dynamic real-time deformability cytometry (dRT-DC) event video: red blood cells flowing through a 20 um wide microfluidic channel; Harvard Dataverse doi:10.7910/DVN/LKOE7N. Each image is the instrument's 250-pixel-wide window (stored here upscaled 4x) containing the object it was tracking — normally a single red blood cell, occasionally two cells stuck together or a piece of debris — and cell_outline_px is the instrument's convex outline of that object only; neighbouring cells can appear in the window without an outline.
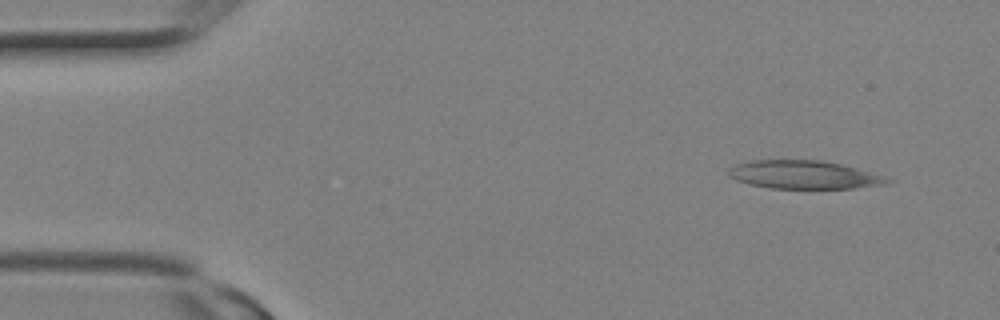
{"species": "Egyptian fruit bat (a non-hibernating species)", "species_latin": "Rousettus aegyptiacus", "temperature_condition": "room temperature", "stored_images_in_passage": 2, "camera_frame_rate_fps": 3000, "um_per_image_px": 0.085, "animal": {"sex": "female"}, "frame": {"image": 1, "passage_image": 1, "time_ms": 0.0, "image_size_px": [1000, 320], "cell_outline_px": [[892, 180], [884, 184], [852, 188], [768, 188], [748, 184], [736, 180], [728, 176], [728, 168], [736, 164], [752, 160], [820, 160], [840, 164], [856, 168], [884, 176]], "centroid_in_image_um": [68.26, 14.85], "position_along_channel_um": 16.7, "area_um2": 25.95}}